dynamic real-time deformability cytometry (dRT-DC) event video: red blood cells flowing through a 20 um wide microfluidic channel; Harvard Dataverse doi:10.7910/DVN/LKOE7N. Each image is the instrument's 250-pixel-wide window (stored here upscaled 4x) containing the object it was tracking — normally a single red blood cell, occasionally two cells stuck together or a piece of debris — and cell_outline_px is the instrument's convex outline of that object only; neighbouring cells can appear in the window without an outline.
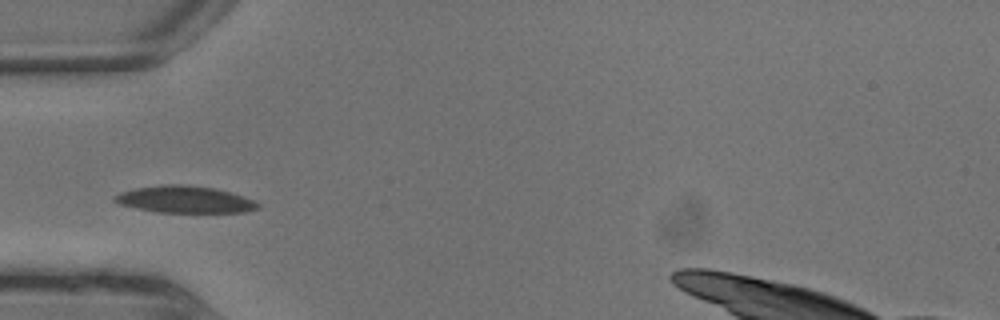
{"species": "common noctule bat (a hibernating species)", "species_latin": "Nyctalus noctula", "temperature_condition": "warm", "stored_images_in_passage": 6, "camera_frame_rate_fps": 3000, "um_per_image_px": 0.085, "animal": {"sex": "male", "body_mass_g": 13.3}, "frame": {"image": 1, "passage_image": 4, "time_ms": 1.0, "image_size_px": [1000, 320], "cell_outline_px": [[256, 204], [252, 208], [232, 212], [172, 212], [148, 208], [128, 204], [116, 200], [120, 196], [128, 192], [144, 188], [204, 188], [224, 192], [248, 200]], "centroid_in_image_um": [15.8, 17.01], "position_along_channel_um": 69.2, "area_um2": 18.38}}
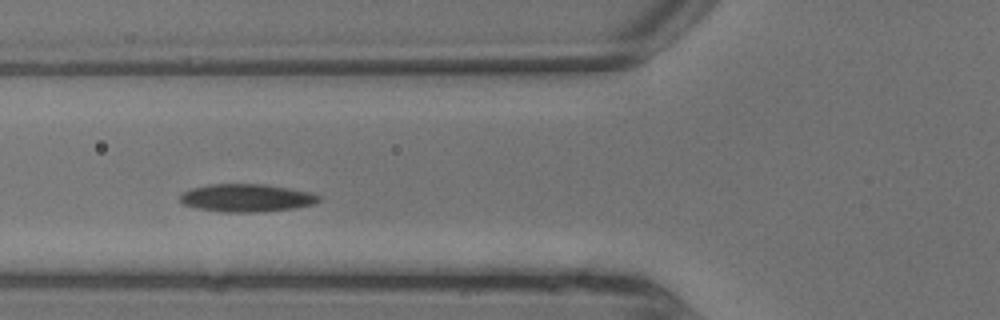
{"frame": {"image": 2, "passage_image": 5, "time_ms": 1.333, "image_size_px": [1000, 320], "cell_outline_px": [[316, 200], [308, 204], [280, 208], [208, 208], [192, 204], [184, 200], [184, 196], [188, 192], [200, 188], [228, 184], [244, 184], [276, 188], [300, 192], [312, 196]], "centroid_in_image_um": [20.93, 16.76], "position_along_channel_um": 104.9, "area_um2": 17.57}}
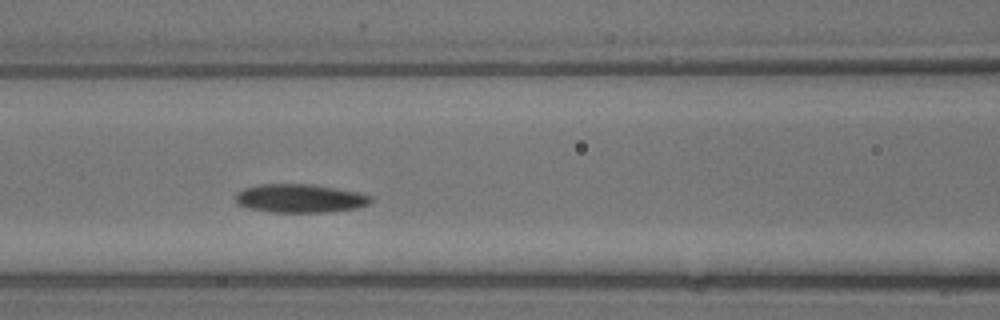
{"frame": {"image": 3, "passage_image": 6, "time_ms": 1.667, "image_size_px": [1000, 320], "cell_outline_px": [[368, 200], [364, 204], [344, 208], [260, 208], [244, 204], [240, 200], [240, 196], [244, 192], [252, 188], [320, 188], [344, 192], [364, 196]], "centroid_in_image_um": [25.52, 16.86], "position_along_channel_um": 141.1, "area_um2": 15.84}}